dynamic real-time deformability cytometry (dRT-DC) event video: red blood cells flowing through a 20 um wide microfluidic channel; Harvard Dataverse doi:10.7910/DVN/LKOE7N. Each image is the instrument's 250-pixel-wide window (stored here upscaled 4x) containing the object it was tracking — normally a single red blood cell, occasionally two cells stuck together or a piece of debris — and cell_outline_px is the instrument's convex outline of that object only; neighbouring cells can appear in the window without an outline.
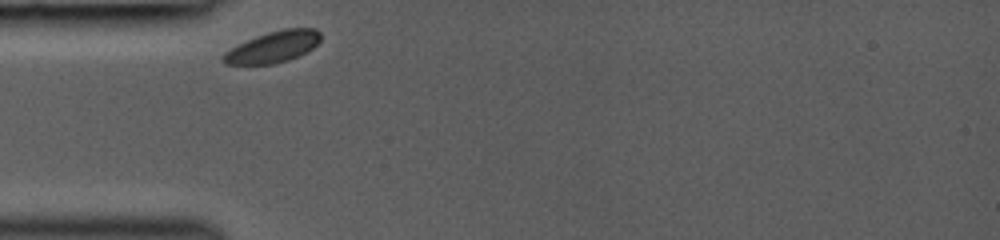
{"species": "common noctule bat (a hibernating species)", "species_latin": "Nyctalus noctula", "temperature_condition": "room temperature", "stored_images_in_passage": 3, "camera_frame_rate_fps": 3000, "um_per_image_px": 0.085, "animal": {"sex": "female", "body_mass_g": 19.0, "forearm_length_mm": 53.3}, "frame": {"image": 1, "passage_image": 1, "time_ms": 0.0, "image_size_px": [1000, 240], "cell_outline_px": [[320, 40], [312, 48], [288, 60], [272, 64], [224, 64], [220, 60], [220, 56], [224, 52], [256, 36], [268, 32], [284, 28], [316, 28], [320, 32]], "centroid_in_image_um": [23.18, 3.98], "position_along_channel_um": 61.8, "area_um2": 17.57}}
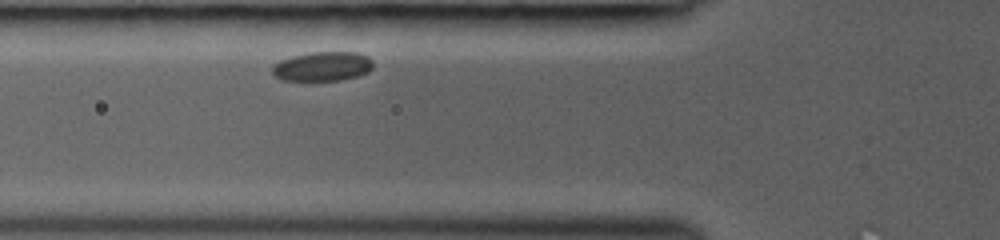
{"frame": {"image": 2, "passage_image": 2, "time_ms": 1.0, "image_size_px": [1000, 240], "cell_outline_px": [[372, 68], [368, 72], [356, 76], [340, 80], [280, 80], [272, 76], [272, 68], [280, 60], [292, 56], [312, 52], [356, 52], [368, 56], [372, 60]], "centroid_in_image_um": [27.4, 5.64], "position_along_channel_um": 98.4, "area_um2": 17.22}}